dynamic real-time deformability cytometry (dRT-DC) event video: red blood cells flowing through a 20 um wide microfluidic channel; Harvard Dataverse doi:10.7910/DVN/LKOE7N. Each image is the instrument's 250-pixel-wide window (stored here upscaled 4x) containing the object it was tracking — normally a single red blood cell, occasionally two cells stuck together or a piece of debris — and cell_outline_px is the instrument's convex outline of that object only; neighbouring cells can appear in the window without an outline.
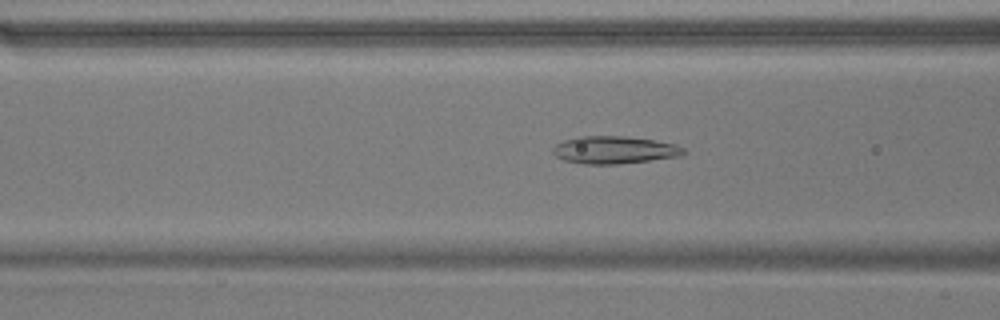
{"species": "common noctule bat (a hibernating species)", "species_latin": "Nyctalus noctula", "temperature_condition": "warm", "stored_images_in_passage": 50, "camera_frame_rate_fps": 3000, "um_per_image_px": 0.085, "animal": {"sex": "male", "body_mass_g": 17.9}, "frame": {"image": 1, "passage_image": 17, "time_ms": 5.333, "image_size_px": [1000, 320], "cell_outline_px": [[688, 152], [680, 156], [616, 164], [584, 164], [564, 160], [556, 156], [552, 152], [552, 148], [556, 144], [564, 140], [580, 136], [624, 136], [652, 140], [676, 144], [684, 148]], "centroid_in_image_um": [52.21, 12.74], "position_along_channel_um": 114.4, "area_um2": 20.87}}
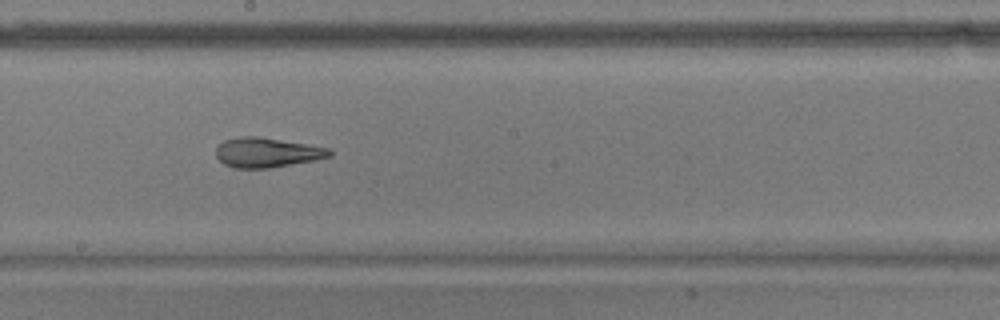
{"frame": {"image": 2, "passage_image": 26, "time_ms": 8.333, "image_size_px": [1000, 320], "cell_outline_px": [[332, 156], [312, 160], [268, 168], [232, 168], [224, 164], [216, 156], [216, 148], [224, 140], [240, 136], [256, 136], [308, 144], [328, 148], [332, 152]], "centroid_in_image_um": [22.65, 12.96], "position_along_channel_um": 225.5, "area_um2": 19.48}}
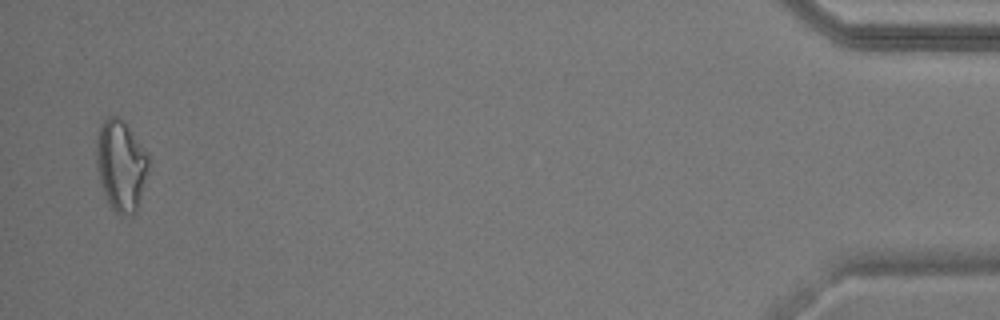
{"frame": {"image": 3, "passage_image": 49, "time_ms": 16.0, "image_size_px": [1000, 320], "cell_outline_px": [[148, 168], [136, 212], [132, 216], [120, 216], [112, 208], [104, 192], [100, 180], [96, 164], [96, 140], [100, 128], [104, 120], [108, 116], [116, 116], [128, 128], [140, 144], [148, 156]], "centroid_in_image_um": [10.26, 14.1], "position_along_channel_um": 424.9, "area_um2": 26.93}, "authors_computed_cell_mechanics": {"area_um2": 21.964, "velocity_mm_per_s": 3.7014, "shape_relaxation_time_tau1_ms": null, "shape_relaxation_time_tau2_ms": 2.4876, "deformation_change_tau1": null, "deformation_change_tau2": 0.1074}}